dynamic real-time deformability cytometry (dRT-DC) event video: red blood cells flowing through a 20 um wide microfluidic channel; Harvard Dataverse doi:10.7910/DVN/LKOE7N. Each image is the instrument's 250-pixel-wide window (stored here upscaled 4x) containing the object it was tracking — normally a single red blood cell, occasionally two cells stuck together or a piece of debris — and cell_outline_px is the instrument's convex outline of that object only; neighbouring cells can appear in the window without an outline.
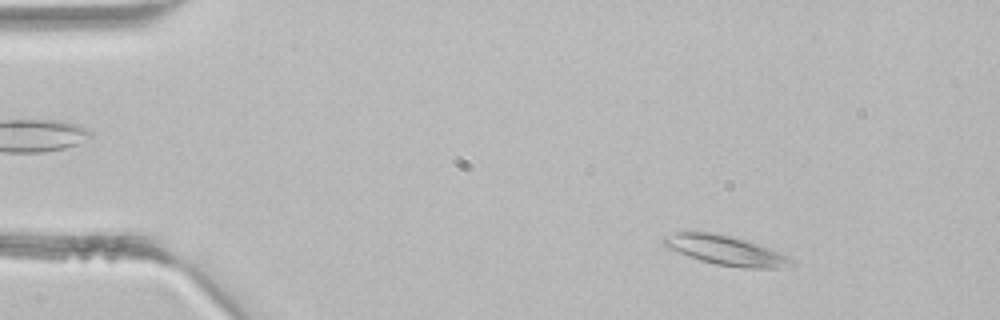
{"species": "common noctule bat (a hibernating species)", "species_latin": "Nyctalus noctula", "temperature_condition": "room temperature", "stored_images_in_passage": 44, "camera_frame_rate_fps": 3000, "um_per_image_px": 0.085, "animal": {"sex": "male", "body_mass_g": 21.5, "forearm_length_mm": 52.0}, "frame": {"image": 1, "passage_image": 6, "time_ms": 1.667, "image_size_px": [1000, 320], "cell_outline_px": [[796, 264], [780, 268], [744, 268], [716, 264], [700, 260], [688, 256], [668, 248], [660, 244], [660, 240], [664, 236], [676, 232], [712, 232], [744, 240], [768, 248], [788, 256]], "centroid_in_image_um": [61.63, 21.29], "position_along_channel_um": 23.4, "area_um2": 21.73}}
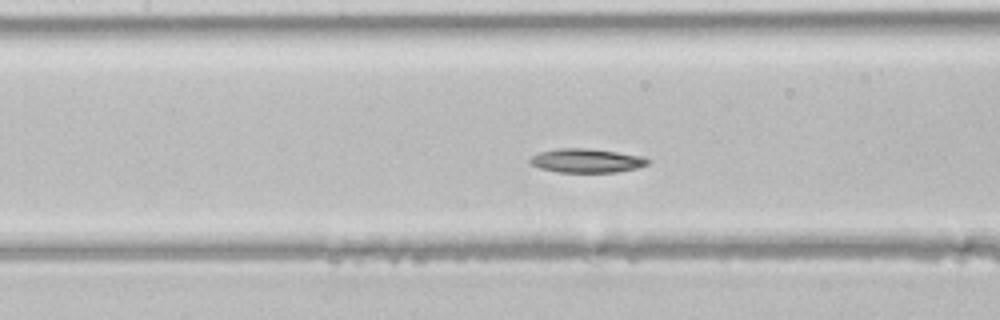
{"frame": {"image": 2, "passage_image": 20, "time_ms": 6.333, "image_size_px": [1000, 320], "cell_outline_px": [[652, 160], [648, 164], [636, 168], [616, 172], [556, 172], [540, 168], [532, 164], [528, 160], [532, 156], [540, 152], [560, 148], [588, 148], [644, 156]], "centroid_in_image_um": [49.88, 13.65], "position_along_channel_um": 157.5, "area_um2": 16.42}}
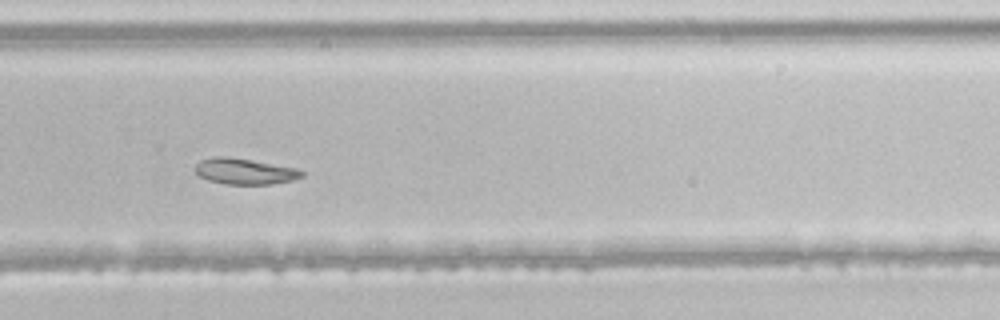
{"frame": {"image": 3, "passage_image": 30, "time_ms": 9.667, "image_size_px": [1000, 320], "cell_outline_px": [[304, 176], [292, 180], [272, 184], [224, 184], [208, 180], [200, 176], [192, 168], [200, 160], [212, 156], [228, 156], [300, 168], [304, 172]], "centroid_in_image_um": [20.8, 14.55], "position_along_channel_um": 309.0, "area_um2": 16.42}}